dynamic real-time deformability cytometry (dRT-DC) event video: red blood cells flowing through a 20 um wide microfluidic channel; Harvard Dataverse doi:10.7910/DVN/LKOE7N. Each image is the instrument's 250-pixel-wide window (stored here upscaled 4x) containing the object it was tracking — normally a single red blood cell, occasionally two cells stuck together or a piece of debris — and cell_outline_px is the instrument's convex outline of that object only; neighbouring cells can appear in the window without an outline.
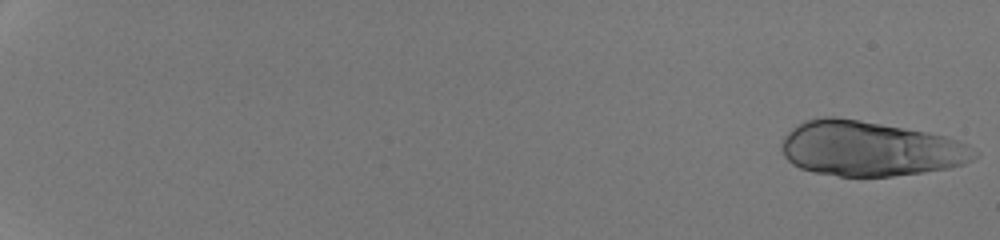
{"species": "human", "species_latin": "Homo sapiens", "temperature_condition": "room temperature", "stored_images_in_passage": 25, "camera_frame_rate_fps": 3000, "um_per_image_px": 0.085, "donor": {"sex": "male"}, "frame": {"image": 1, "passage_image": 1, "time_ms": 0.0, "image_size_px": [1000, 240], "cell_outline_px": [[980, 152], [972, 160], [964, 164], [948, 168], [892, 176], [840, 176], [812, 172], [800, 168], [792, 164], [784, 156], [780, 148], [780, 144], [784, 136], [796, 124], [804, 120], [824, 116], [836, 116], [860, 120], [924, 132], [944, 136], [968, 144]], "centroid_in_image_um": [73.9, 12.63], "position_along_channel_um": 11.1, "area_um2": 61.79}}
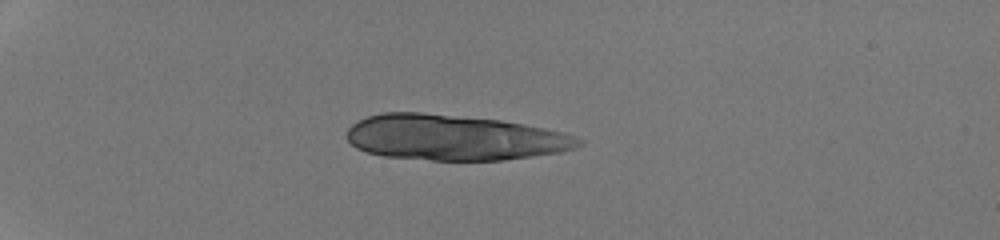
{"frame": {"image": 2, "passage_image": 16, "time_ms": 5.0, "image_size_px": [1000, 240], "cell_outline_px": [[584, 144], [576, 148], [560, 152], [504, 160], [432, 160], [384, 156], [368, 152], [356, 148], [344, 136], [348, 128], [352, 124], [368, 116], [380, 112], [424, 112], [500, 120], [524, 124], [564, 132], [576, 136], [584, 140]], "centroid_in_image_um": [38.61, 11.69], "position_along_channel_um": 46.4, "area_um2": 61.79}}